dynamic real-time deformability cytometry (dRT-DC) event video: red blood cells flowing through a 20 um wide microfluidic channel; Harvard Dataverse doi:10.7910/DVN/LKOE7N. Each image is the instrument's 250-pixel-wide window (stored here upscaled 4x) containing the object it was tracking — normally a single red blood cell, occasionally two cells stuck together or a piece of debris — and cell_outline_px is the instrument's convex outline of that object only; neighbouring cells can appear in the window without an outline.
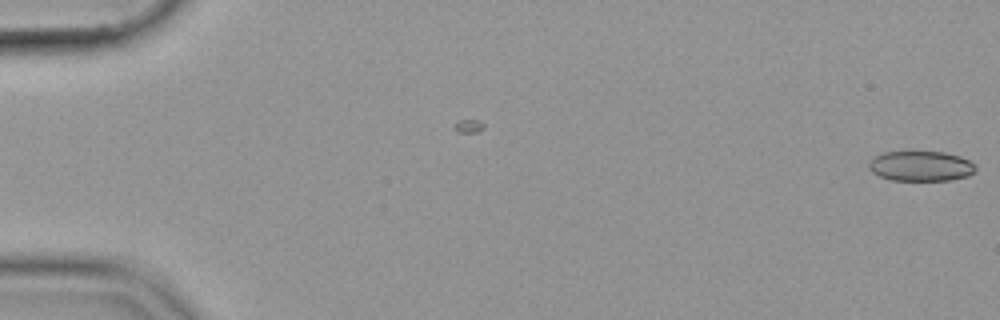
{"species": "common noctule bat (a hibernating species)", "species_latin": "Nyctalus noctula", "temperature_condition": "cold", "stored_images_in_passage": 6, "camera_frame_rate_fps": 3000, "um_per_image_px": 0.085, "animal": {"sex": "female", "body_mass_g": 19.9}, "frame": {"image": 1, "passage_image": 6, "time_ms": 1.667, "image_size_px": [1000, 320], "cell_outline_px": [[976, 168], [968, 176], [948, 180], [892, 180], [880, 176], [872, 172], [868, 168], [868, 164], [872, 156], [884, 152], [944, 152], [960, 156], [976, 164]], "centroid_in_image_um": [78.24, 14.11], "position_along_channel_um": 6.8, "area_um2": 18.73}}